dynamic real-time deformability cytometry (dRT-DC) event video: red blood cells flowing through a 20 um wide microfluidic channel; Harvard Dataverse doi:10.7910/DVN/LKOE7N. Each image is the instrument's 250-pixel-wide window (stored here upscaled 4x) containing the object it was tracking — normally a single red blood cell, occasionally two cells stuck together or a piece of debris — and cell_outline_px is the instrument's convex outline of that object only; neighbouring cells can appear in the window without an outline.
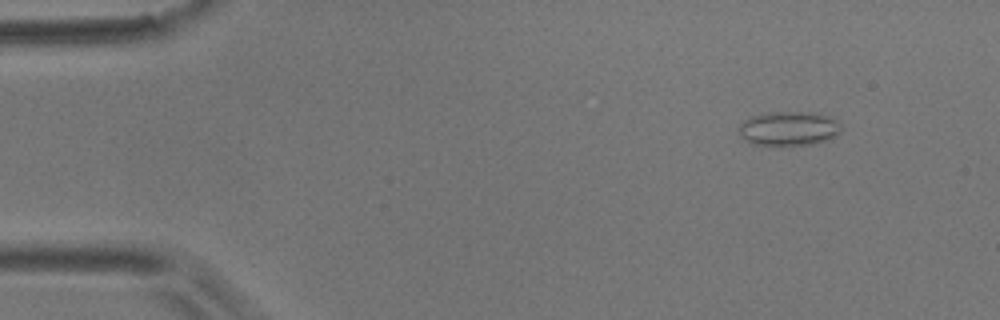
{"species": "common noctule bat (a hibernating species)", "species_latin": "Nyctalus noctula", "temperature_condition": "room temperature", "stored_images_in_passage": 5, "camera_frame_rate_fps": 3000, "um_per_image_px": 0.085, "animal": {"sex": "male", "body_mass_g": 17.9}, "frame": {"image": 1, "passage_image": 5, "time_ms": 5.667, "image_size_px": [1000, 320], "cell_outline_px": [[840, 132], [836, 136], [812, 144], [752, 144], [744, 140], [740, 136], [736, 128], [744, 120], [752, 116], [768, 112], [820, 112], [832, 116], [840, 124]], "centroid_in_image_um": [67.03, 10.89], "position_along_channel_um": 18.0, "area_um2": 20.52}}